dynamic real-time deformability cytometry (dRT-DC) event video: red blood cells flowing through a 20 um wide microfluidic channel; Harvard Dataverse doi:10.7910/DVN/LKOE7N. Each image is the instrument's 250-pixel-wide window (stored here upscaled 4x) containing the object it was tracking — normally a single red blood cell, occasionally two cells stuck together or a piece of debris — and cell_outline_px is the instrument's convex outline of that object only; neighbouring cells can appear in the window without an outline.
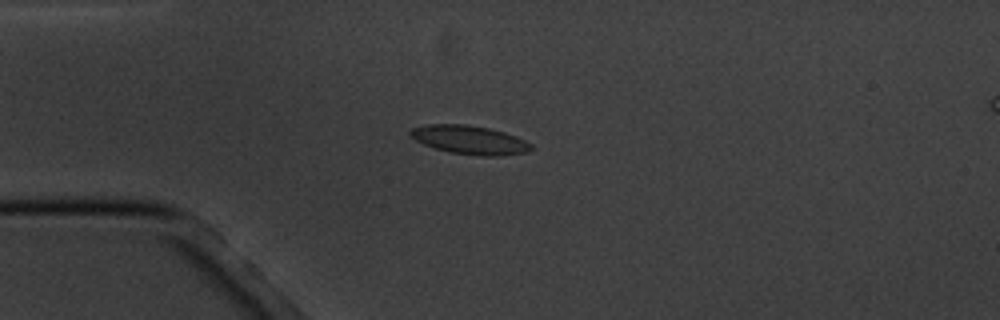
{"species": "common noctule bat (a hibernating species)", "species_latin": "Nyctalus noctula", "temperature_condition": "cold", "stored_images_in_passage": 11, "camera_frame_rate_fps": 3000, "um_per_image_px": 0.085, "animal": {"sex": "male", "body_mass_g": 20.1, "forearm_length_mm": 53.5}, "frame": {"image": 1, "passage_image": 4, "time_ms": 4.333, "image_size_px": [1000, 320], "cell_outline_px": [[532, 148], [528, 152], [500, 156], [480, 156], [452, 152], [436, 148], [424, 144], [416, 140], [408, 132], [412, 128], [428, 124], [464, 124], [488, 128], [504, 132], [516, 136], [532, 144]], "centroid_in_image_um": [39.95, 11.89], "position_along_channel_um": 45.1, "area_um2": 20.0}}
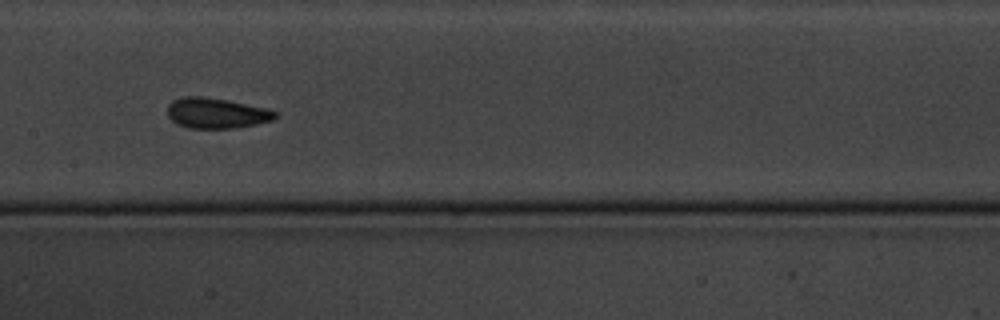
{"frame": {"image": 2, "passage_image": 8, "time_ms": 9.0, "image_size_px": [1000, 320], "cell_outline_px": [[280, 116], [272, 120], [256, 124], [236, 128], [188, 128], [176, 124], [168, 116], [168, 104], [172, 100], [184, 96], [204, 96], [228, 100], [264, 108], [276, 112]], "centroid_in_image_um": [18.37, 9.61], "position_along_channel_um": 189.0, "area_um2": 19.19}}
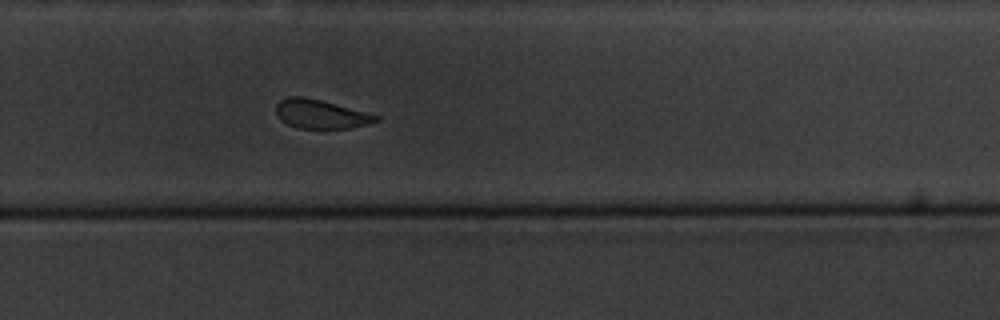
{"frame": {"image": 3, "passage_image": 11, "time_ms": 12.333, "image_size_px": [1000, 320], "cell_outline_px": [[380, 120], [368, 124], [352, 128], [296, 128], [280, 120], [276, 116], [276, 104], [280, 100], [288, 96], [304, 96], [368, 112], [380, 116]], "centroid_in_image_um": [27.25, 9.69], "position_along_channel_um": 302.5, "area_um2": 16.99}}